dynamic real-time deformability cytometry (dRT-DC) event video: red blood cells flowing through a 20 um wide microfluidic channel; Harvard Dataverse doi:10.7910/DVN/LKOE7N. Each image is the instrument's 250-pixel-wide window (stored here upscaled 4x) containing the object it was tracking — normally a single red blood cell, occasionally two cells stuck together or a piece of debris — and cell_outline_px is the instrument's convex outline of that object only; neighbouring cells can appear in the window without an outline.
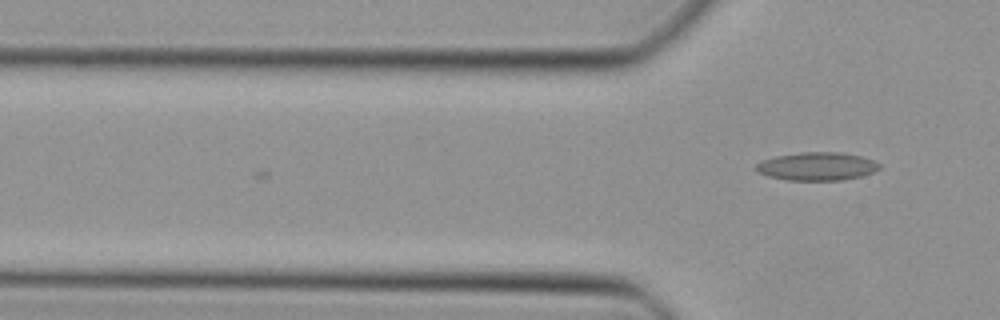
{"species": "Egyptian fruit bat (a non-hibernating species)", "species_latin": "Rousettus aegyptiacus", "temperature_condition": "cold", "stored_images_in_passage": 4, "camera_frame_rate_fps": 3000, "um_per_image_px": 0.085, "animal": {"sex": "female"}, "frame": {"image": 1, "passage_image": 4, "time_ms": 1.0, "image_size_px": [1000, 320], "cell_outline_px": [[880, 168], [872, 172], [860, 176], [840, 180], [788, 180], [768, 176], [760, 172], [756, 168], [756, 164], [764, 160], [776, 156], [800, 152], [840, 152], [860, 156], [872, 160], [880, 164]], "centroid_in_image_um": [69.45, 14.13], "position_along_channel_um": 56.4, "area_um2": 19.94}}